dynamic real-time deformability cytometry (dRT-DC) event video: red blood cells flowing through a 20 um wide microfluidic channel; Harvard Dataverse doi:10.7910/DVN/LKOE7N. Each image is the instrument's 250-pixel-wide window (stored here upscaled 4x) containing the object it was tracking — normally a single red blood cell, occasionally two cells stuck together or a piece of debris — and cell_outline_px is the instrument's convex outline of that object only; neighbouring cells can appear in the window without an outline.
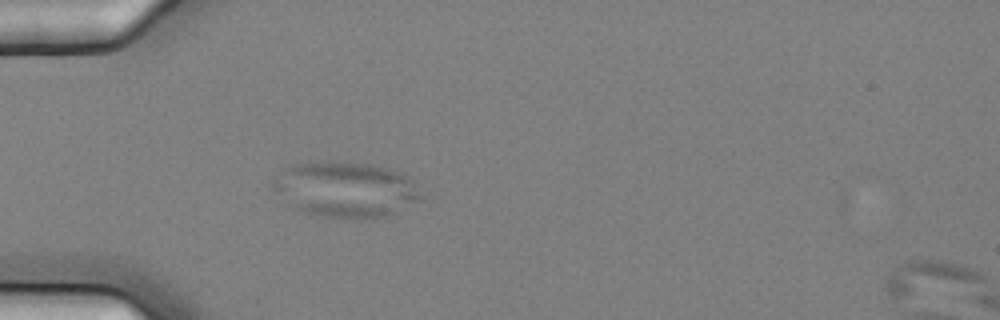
{"species": "common noctule bat (a hibernating species)", "species_latin": "Nyctalus noctula", "temperature_condition": "cold", "stored_images_in_passage": 7, "camera_frame_rate_fps": 3000, "um_per_image_px": 0.085, "animal": {"sex": "female", "body_mass_g": 25.1}, "frame": {"image": 1, "passage_image": 6, "time_ms": 1.667, "image_size_px": [1000, 320], "cell_outline_px": [[424, 200], [388, 216], [324, 216], [300, 212], [272, 188], [272, 180], [284, 168], [292, 164], [372, 164], [388, 168], [400, 172], [408, 176], [416, 184], [424, 196]], "centroid_in_image_um": [29.45, 16.12], "position_along_channel_um": 55.6, "area_um2": 46.7}}